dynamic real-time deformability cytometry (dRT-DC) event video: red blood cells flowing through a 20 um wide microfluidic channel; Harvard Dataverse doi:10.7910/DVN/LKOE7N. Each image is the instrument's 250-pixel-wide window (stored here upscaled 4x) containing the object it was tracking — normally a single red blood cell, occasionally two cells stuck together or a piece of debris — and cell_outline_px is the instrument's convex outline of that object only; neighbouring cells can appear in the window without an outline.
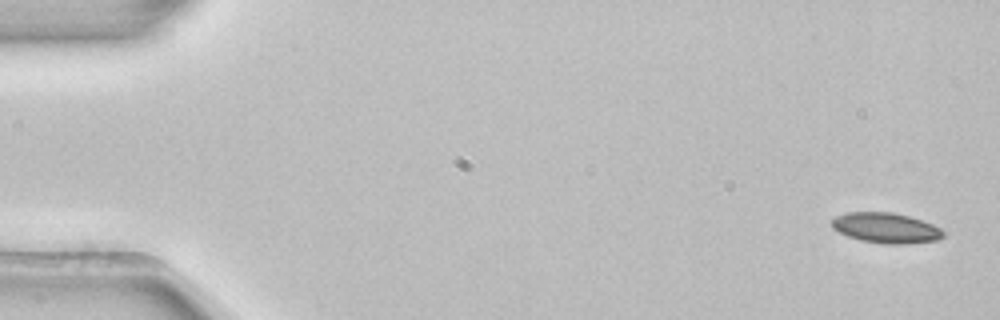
{"species": "common noctule bat (a hibernating species)", "species_latin": "Nyctalus noctula", "temperature_condition": "room temperature", "stored_images_in_passage": 4, "camera_frame_rate_fps": 3000, "um_per_image_px": 0.085, "animal": {"sex": "female", "body_mass_g": 22.7, "forearm_length_mm": 54.2}, "frame": {"image": 1, "passage_image": 1, "time_ms": 0.0, "image_size_px": [1000, 320], "cell_outline_px": [[944, 236], [936, 240], [904, 244], [888, 244], [860, 240], [848, 236], [832, 228], [832, 220], [836, 216], [848, 212], [892, 212], [908, 216], [932, 224], [940, 228], [944, 232]], "centroid_in_image_um": [75.3, 19.37], "position_along_channel_um": 9.7, "area_um2": 19.48}}
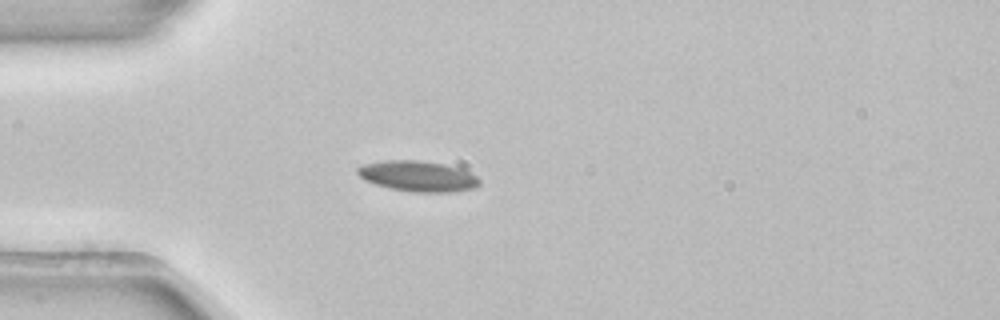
{"frame": {"image": 2, "passage_image": 4, "time_ms": 1.0, "image_size_px": [1000, 320], "cell_outline_px": [[480, 184], [476, 188], [452, 192], [412, 192], [392, 188], [376, 184], [364, 180], [356, 172], [356, 168], [364, 164], [384, 160], [416, 160], [444, 164], [460, 168], [476, 176], [480, 180]], "centroid_in_image_um": [35.53, 14.97], "position_along_channel_um": 49.5, "area_um2": 21.73}}